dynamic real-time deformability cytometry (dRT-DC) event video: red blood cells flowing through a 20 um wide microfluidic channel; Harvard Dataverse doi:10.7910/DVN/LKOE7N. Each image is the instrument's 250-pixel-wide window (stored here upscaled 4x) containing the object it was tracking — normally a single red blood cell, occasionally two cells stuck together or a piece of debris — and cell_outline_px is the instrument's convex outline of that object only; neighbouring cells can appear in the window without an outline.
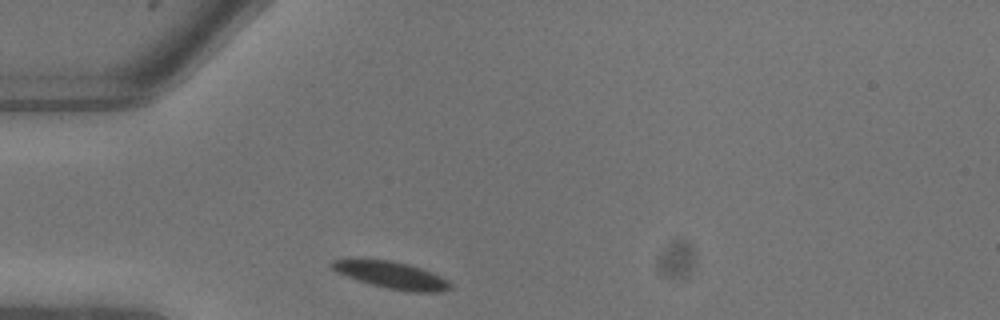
{"species": "common noctule bat (a hibernating species)", "species_latin": "Nyctalus noctula", "temperature_condition": "warm", "stored_images_in_passage": 3, "camera_frame_rate_fps": 3000, "um_per_image_px": 0.085, "animal": {"sex": "male", "body_mass_g": 13.3}, "frame": {"image": 1, "passage_image": 1, "time_ms": 0.0, "image_size_px": [1000, 320], "cell_outline_px": [[452, 288], [440, 292], [408, 292], [368, 284], [336, 272], [328, 264], [332, 260], [392, 260], [408, 264], [420, 268], [448, 280], [452, 284]], "centroid_in_image_um": [33.29, 23.4], "position_along_channel_um": 51.7, "area_um2": 18.44}}
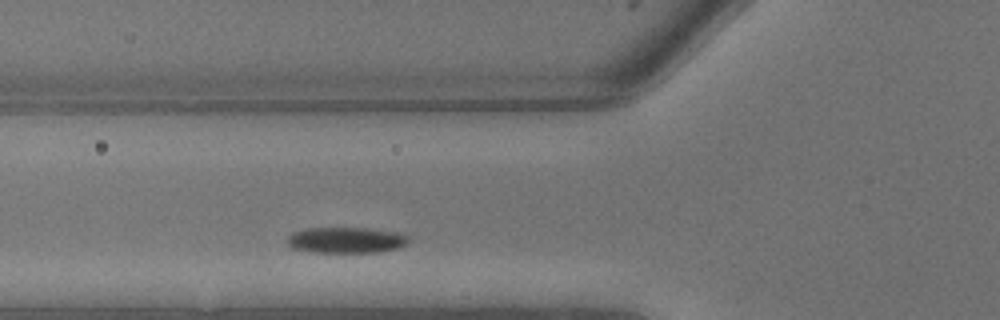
{"frame": {"image": 2, "passage_image": 3, "time_ms": 0.667, "image_size_px": [1000, 320], "cell_outline_px": [[408, 244], [400, 248], [380, 252], [308, 252], [288, 248], [288, 236], [292, 232], [304, 228], [364, 228], [396, 232], [408, 236]], "centroid_in_image_um": [29.38, 20.42], "position_along_channel_um": 96.4, "area_um2": 18.55}}